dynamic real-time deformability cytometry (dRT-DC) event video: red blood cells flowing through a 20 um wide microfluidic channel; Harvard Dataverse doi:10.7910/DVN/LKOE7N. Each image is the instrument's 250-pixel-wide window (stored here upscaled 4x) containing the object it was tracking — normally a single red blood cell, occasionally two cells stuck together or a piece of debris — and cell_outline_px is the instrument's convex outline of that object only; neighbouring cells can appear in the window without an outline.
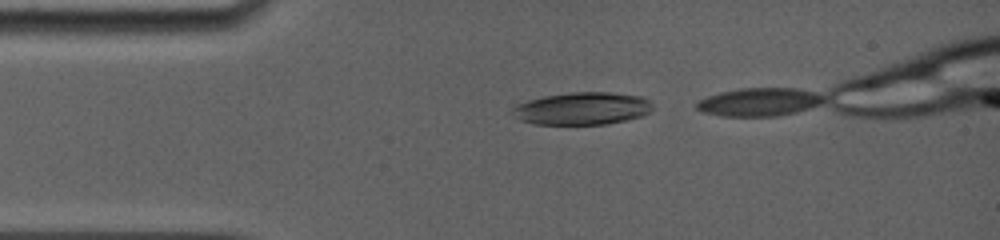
{"species": "common noctule bat (a hibernating species)", "species_latin": "Nyctalus noctula", "temperature_condition": "room temperature", "stored_images_in_passage": 8, "camera_frame_rate_fps": 5000, "um_per_image_px": 0.085, "animal": {"sex": "female", "body_mass_g": 19.0, "forearm_length_mm": 56.7}, "frame": {"image": 1, "passage_image": 4, "time_ms": 0.6, "image_size_px": [1000, 240], "cell_outline_px": [[652, 108], [648, 112], [640, 116], [624, 120], [604, 124], [532, 124], [520, 120], [512, 112], [512, 108], [516, 104], [528, 100], [544, 96], [572, 92], [608, 92], [640, 96], [648, 100], [652, 104]], "centroid_in_image_um": [49.45, 9.22], "position_along_channel_um": 35.6, "area_um2": 26.3}}